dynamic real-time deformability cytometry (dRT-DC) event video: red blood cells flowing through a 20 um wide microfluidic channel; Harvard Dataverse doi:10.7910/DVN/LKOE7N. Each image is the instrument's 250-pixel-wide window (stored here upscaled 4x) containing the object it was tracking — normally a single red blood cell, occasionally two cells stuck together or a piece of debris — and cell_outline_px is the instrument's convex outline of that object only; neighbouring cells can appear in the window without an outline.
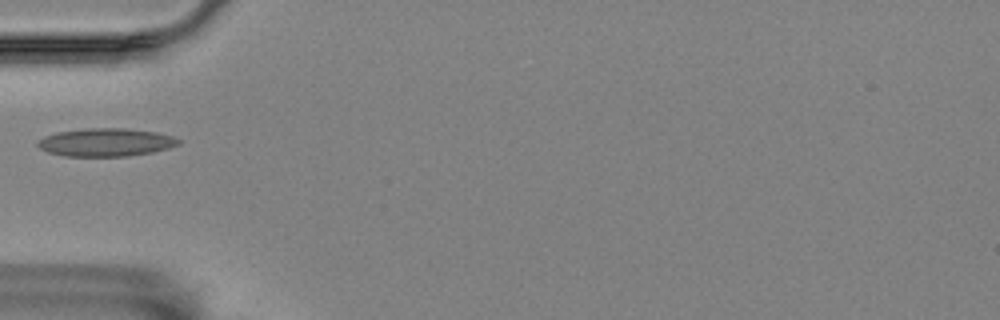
{"species": "Egyptian fruit bat (a non-hibernating species)", "species_latin": "Rousettus aegyptiacus", "temperature_condition": "room temperature", "stored_images_in_passage": 5, "camera_frame_rate_fps": 3000, "um_per_image_px": 0.085, "animal": {"sex": "female"}, "frame": {"image": 1, "passage_image": 5, "time_ms": 1.333, "image_size_px": [1000, 320], "cell_outline_px": [[180, 144], [168, 148], [152, 152], [128, 156], [64, 156], [48, 152], [40, 148], [36, 144], [36, 140], [44, 136], [56, 132], [84, 128], [128, 128], [156, 132], [172, 136], [180, 140]], "centroid_in_image_um": [8.96, 12.09], "position_along_channel_um": 76.0, "area_um2": 23.18}}